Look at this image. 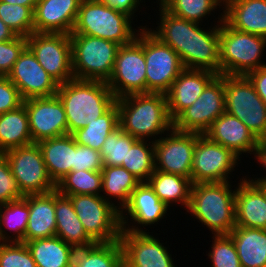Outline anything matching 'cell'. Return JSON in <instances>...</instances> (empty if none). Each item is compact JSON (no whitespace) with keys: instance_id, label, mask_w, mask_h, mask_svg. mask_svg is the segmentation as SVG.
<instances>
[{"instance_id":"cell-9","label":"cell","mask_w":266,"mask_h":267,"mask_svg":"<svg viewBox=\"0 0 266 267\" xmlns=\"http://www.w3.org/2000/svg\"><path fill=\"white\" fill-rule=\"evenodd\" d=\"M115 98L146 93L144 26L129 44L118 48L113 73L107 81Z\"/></svg>"},{"instance_id":"cell-32","label":"cell","mask_w":266,"mask_h":267,"mask_svg":"<svg viewBox=\"0 0 266 267\" xmlns=\"http://www.w3.org/2000/svg\"><path fill=\"white\" fill-rule=\"evenodd\" d=\"M155 194L166 206L178 203L188 209L191 197L192 181L178 174L154 171L147 181Z\"/></svg>"},{"instance_id":"cell-22","label":"cell","mask_w":266,"mask_h":267,"mask_svg":"<svg viewBox=\"0 0 266 267\" xmlns=\"http://www.w3.org/2000/svg\"><path fill=\"white\" fill-rule=\"evenodd\" d=\"M167 210L168 206L160 201L149 183L141 182L133 190L128 203L120 211L121 227L130 226L129 218L132 219L131 221L134 220V224L138 223V226L139 224L143 227L154 223L158 224L159 220L166 215Z\"/></svg>"},{"instance_id":"cell-13","label":"cell","mask_w":266,"mask_h":267,"mask_svg":"<svg viewBox=\"0 0 266 267\" xmlns=\"http://www.w3.org/2000/svg\"><path fill=\"white\" fill-rule=\"evenodd\" d=\"M26 39L38 63L58 84L74 79L69 34L33 32Z\"/></svg>"},{"instance_id":"cell-15","label":"cell","mask_w":266,"mask_h":267,"mask_svg":"<svg viewBox=\"0 0 266 267\" xmlns=\"http://www.w3.org/2000/svg\"><path fill=\"white\" fill-rule=\"evenodd\" d=\"M224 112V75H217L198 99L173 120V128L182 132L204 134Z\"/></svg>"},{"instance_id":"cell-18","label":"cell","mask_w":266,"mask_h":267,"mask_svg":"<svg viewBox=\"0 0 266 267\" xmlns=\"http://www.w3.org/2000/svg\"><path fill=\"white\" fill-rule=\"evenodd\" d=\"M33 143L68 134L63 104L57 95L23 100Z\"/></svg>"},{"instance_id":"cell-41","label":"cell","mask_w":266,"mask_h":267,"mask_svg":"<svg viewBox=\"0 0 266 267\" xmlns=\"http://www.w3.org/2000/svg\"><path fill=\"white\" fill-rule=\"evenodd\" d=\"M0 19L18 36L28 37L34 32V15L29 7L0 1Z\"/></svg>"},{"instance_id":"cell-27","label":"cell","mask_w":266,"mask_h":267,"mask_svg":"<svg viewBox=\"0 0 266 267\" xmlns=\"http://www.w3.org/2000/svg\"><path fill=\"white\" fill-rule=\"evenodd\" d=\"M51 180L57 184L75 165V140L71 134L40 140L38 143Z\"/></svg>"},{"instance_id":"cell-30","label":"cell","mask_w":266,"mask_h":267,"mask_svg":"<svg viewBox=\"0 0 266 267\" xmlns=\"http://www.w3.org/2000/svg\"><path fill=\"white\" fill-rule=\"evenodd\" d=\"M37 267H72L75 248L60 237L24 242Z\"/></svg>"},{"instance_id":"cell-48","label":"cell","mask_w":266,"mask_h":267,"mask_svg":"<svg viewBox=\"0 0 266 267\" xmlns=\"http://www.w3.org/2000/svg\"><path fill=\"white\" fill-rule=\"evenodd\" d=\"M246 76L253 84L257 94L266 104V66L251 71Z\"/></svg>"},{"instance_id":"cell-2","label":"cell","mask_w":266,"mask_h":267,"mask_svg":"<svg viewBox=\"0 0 266 267\" xmlns=\"http://www.w3.org/2000/svg\"><path fill=\"white\" fill-rule=\"evenodd\" d=\"M115 103L119 110V127L132 137L156 139V135L162 136L173 128L166 94H130L116 99Z\"/></svg>"},{"instance_id":"cell-11","label":"cell","mask_w":266,"mask_h":267,"mask_svg":"<svg viewBox=\"0 0 266 267\" xmlns=\"http://www.w3.org/2000/svg\"><path fill=\"white\" fill-rule=\"evenodd\" d=\"M146 93L166 94L173 81L185 69L179 55L144 27Z\"/></svg>"},{"instance_id":"cell-17","label":"cell","mask_w":266,"mask_h":267,"mask_svg":"<svg viewBox=\"0 0 266 267\" xmlns=\"http://www.w3.org/2000/svg\"><path fill=\"white\" fill-rule=\"evenodd\" d=\"M132 226L122 227L119 238L124 267H176L163 243L150 232Z\"/></svg>"},{"instance_id":"cell-39","label":"cell","mask_w":266,"mask_h":267,"mask_svg":"<svg viewBox=\"0 0 266 267\" xmlns=\"http://www.w3.org/2000/svg\"><path fill=\"white\" fill-rule=\"evenodd\" d=\"M159 3L171 14L201 24L203 17L224 5V0H160Z\"/></svg>"},{"instance_id":"cell-42","label":"cell","mask_w":266,"mask_h":267,"mask_svg":"<svg viewBox=\"0 0 266 267\" xmlns=\"http://www.w3.org/2000/svg\"><path fill=\"white\" fill-rule=\"evenodd\" d=\"M213 240L208 253L212 267H242L230 235H214Z\"/></svg>"},{"instance_id":"cell-45","label":"cell","mask_w":266,"mask_h":267,"mask_svg":"<svg viewBox=\"0 0 266 267\" xmlns=\"http://www.w3.org/2000/svg\"><path fill=\"white\" fill-rule=\"evenodd\" d=\"M26 46V37L18 35L10 41L0 42V73L2 76H7L11 72L14 63Z\"/></svg>"},{"instance_id":"cell-43","label":"cell","mask_w":266,"mask_h":267,"mask_svg":"<svg viewBox=\"0 0 266 267\" xmlns=\"http://www.w3.org/2000/svg\"><path fill=\"white\" fill-rule=\"evenodd\" d=\"M0 267H37L24 242H0Z\"/></svg>"},{"instance_id":"cell-28","label":"cell","mask_w":266,"mask_h":267,"mask_svg":"<svg viewBox=\"0 0 266 267\" xmlns=\"http://www.w3.org/2000/svg\"><path fill=\"white\" fill-rule=\"evenodd\" d=\"M56 235L75 249L89 247L96 242L86 233L74 211L71 200L55 189Z\"/></svg>"},{"instance_id":"cell-24","label":"cell","mask_w":266,"mask_h":267,"mask_svg":"<svg viewBox=\"0 0 266 267\" xmlns=\"http://www.w3.org/2000/svg\"><path fill=\"white\" fill-rule=\"evenodd\" d=\"M216 76L205 70L184 69L166 93L170 118L174 120L184 109L191 106Z\"/></svg>"},{"instance_id":"cell-8","label":"cell","mask_w":266,"mask_h":267,"mask_svg":"<svg viewBox=\"0 0 266 267\" xmlns=\"http://www.w3.org/2000/svg\"><path fill=\"white\" fill-rule=\"evenodd\" d=\"M225 112L237 117L260 140L266 136V104L244 75H224Z\"/></svg>"},{"instance_id":"cell-7","label":"cell","mask_w":266,"mask_h":267,"mask_svg":"<svg viewBox=\"0 0 266 267\" xmlns=\"http://www.w3.org/2000/svg\"><path fill=\"white\" fill-rule=\"evenodd\" d=\"M74 79L106 82L113 73L119 44L98 37L70 34Z\"/></svg>"},{"instance_id":"cell-52","label":"cell","mask_w":266,"mask_h":267,"mask_svg":"<svg viewBox=\"0 0 266 267\" xmlns=\"http://www.w3.org/2000/svg\"><path fill=\"white\" fill-rule=\"evenodd\" d=\"M8 4H18L24 7H29L33 12L37 4V0H0Z\"/></svg>"},{"instance_id":"cell-21","label":"cell","mask_w":266,"mask_h":267,"mask_svg":"<svg viewBox=\"0 0 266 267\" xmlns=\"http://www.w3.org/2000/svg\"><path fill=\"white\" fill-rule=\"evenodd\" d=\"M82 0H37L34 32L71 34Z\"/></svg>"},{"instance_id":"cell-26","label":"cell","mask_w":266,"mask_h":267,"mask_svg":"<svg viewBox=\"0 0 266 267\" xmlns=\"http://www.w3.org/2000/svg\"><path fill=\"white\" fill-rule=\"evenodd\" d=\"M29 219L24 242L51 238L56 235L55 190L44 194H29Z\"/></svg>"},{"instance_id":"cell-51","label":"cell","mask_w":266,"mask_h":267,"mask_svg":"<svg viewBox=\"0 0 266 267\" xmlns=\"http://www.w3.org/2000/svg\"><path fill=\"white\" fill-rule=\"evenodd\" d=\"M17 35L0 19V42L10 41Z\"/></svg>"},{"instance_id":"cell-40","label":"cell","mask_w":266,"mask_h":267,"mask_svg":"<svg viewBox=\"0 0 266 267\" xmlns=\"http://www.w3.org/2000/svg\"><path fill=\"white\" fill-rule=\"evenodd\" d=\"M138 139L124 132L120 127L106 138L100 151L103 166H122L128 150Z\"/></svg>"},{"instance_id":"cell-5","label":"cell","mask_w":266,"mask_h":267,"mask_svg":"<svg viewBox=\"0 0 266 267\" xmlns=\"http://www.w3.org/2000/svg\"><path fill=\"white\" fill-rule=\"evenodd\" d=\"M219 21L220 75H244L266 66L263 51L266 38L238 31L223 20L221 12ZM264 62V63H262Z\"/></svg>"},{"instance_id":"cell-23","label":"cell","mask_w":266,"mask_h":267,"mask_svg":"<svg viewBox=\"0 0 266 267\" xmlns=\"http://www.w3.org/2000/svg\"><path fill=\"white\" fill-rule=\"evenodd\" d=\"M212 141L232 150L237 156L254 154L259 139L237 117L226 112L204 133Z\"/></svg>"},{"instance_id":"cell-37","label":"cell","mask_w":266,"mask_h":267,"mask_svg":"<svg viewBox=\"0 0 266 267\" xmlns=\"http://www.w3.org/2000/svg\"><path fill=\"white\" fill-rule=\"evenodd\" d=\"M61 195H102V172L71 171L56 184Z\"/></svg>"},{"instance_id":"cell-29","label":"cell","mask_w":266,"mask_h":267,"mask_svg":"<svg viewBox=\"0 0 266 267\" xmlns=\"http://www.w3.org/2000/svg\"><path fill=\"white\" fill-rule=\"evenodd\" d=\"M242 267H266V230L235 226L229 233Z\"/></svg>"},{"instance_id":"cell-49","label":"cell","mask_w":266,"mask_h":267,"mask_svg":"<svg viewBox=\"0 0 266 267\" xmlns=\"http://www.w3.org/2000/svg\"><path fill=\"white\" fill-rule=\"evenodd\" d=\"M105 5L123 12L130 16L131 18L134 17L135 11H137L141 0H101Z\"/></svg>"},{"instance_id":"cell-4","label":"cell","mask_w":266,"mask_h":267,"mask_svg":"<svg viewBox=\"0 0 266 267\" xmlns=\"http://www.w3.org/2000/svg\"><path fill=\"white\" fill-rule=\"evenodd\" d=\"M229 181L192 185L187 212L214 235H229L235 227V193ZM214 232V233H213Z\"/></svg>"},{"instance_id":"cell-36","label":"cell","mask_w":266,"mask_h":267,"mask_svg":"<svg viewBox=\"0 0 266 267\" xmlns=\"http://www.w3.org/2000/svg\"><path fill=\"white\" fill-rule=\"evenodd\" d=\"M28 219V195L19 200L0 204V242H24ZM4 227L15 232V236L6 235L7 230H4L6 229Z\"/></svg>"},{"instance_id":"cell-47","label":"cell","mask_w":266,"mask_h":267,"mask_svg":"<svg viewBox=\"0 0 266 267\" xmlns=\"http://www.w3.org/2000/svg\"><path fill=\"white\" fill-rule=\"evenodd\" d=\"M23 104L18 88L7 76L0 78V114L17 109Z\"/></svg>"},{"instance_id":"cell-1","label":"cell","mask_w":266,"mask_h":267,"mask_svg":"<svg viewBox=\"0 0 266 267\" xmlns=\"http://www.w3.org/2000/svg\"><path fill=\"white\" fill-rule=\"evenodd\" d=\"M159 6L160 24L150 31L179 55L185 69L220 75L219 24L205 31L199 23L171 14L160 3Z\"/></svg>"},{"instance_id":"cell-14","label":"cell","mask_w":266,"mask_h":267,"mask_svg":"<svg viewBox=\"0 0 266 267\" xmlns=\"http://www.w3.org/2000/svg\"><path fill=\"white\" fill-rule=\"evenodd\" d=\"M240 161L232 150L200 134L196 140L191 181L196 183L225 182Z\"/></svg>"},{"instance_id":"cell-50","label":"cell","mask_w":266,"mask_h":267,"mask_svg":"<svg viewBox=\"0 0 266 267\" xmlns=\"http://www.w3.org/2000/svg\"><path fill=\"white\" fill-rule=\"evenodd\" d=\"M254 157L257 158V162H260V165L262 164L264 168H266V140L260 139L254 152ZM257 179V180H255ZM252 182L266 185V176L262 178H254L251 179Z\"/></svg>"},{"instance_id":"cell-10","label":"cell","mask_w":266,"mask_h":267,"mask_svg":"<svg viewBox=\"0 0 266 267\" xmlns=\"http://www.w3.org/2000/svg\"><path fill=\"white\" fill-rule=\"evenodd\" d=\"M73 205L86 233L95 242H113L121 236L120 211L102 195H64Z\"/></svg>"},{"instance_id":"cell-20","label":"cell","mask_w":266,"mask_h":267,"mask_svg":"<svg viewBox=\"0 0 266 267\" xmlns=\"http://www.w3.org/2000/svg\"><path fill=\"white\" fill-rule=\"evenodd\" d=\"M241 180L235 193V226L266 230V185Z\"/></svg>"},{"instance_id":"cell-25","label":"cell","mask_w":266,"mask_h":267,"mask_svg":"<svg viewBox=\"0 0 266 267\" xmlns=\"http://www.w3.org/2000/svg\"><path fill=\"white\" fill-rule=\"evenodd\" d=\"M223 6L230 27L266 38V0H224Z\"/></svg>"},{"instance_id":"cell-33","label":"cell","mask_w":266,"mask_h":267,"mask_svg":"<svg viewBox=\"0 0 266 267\" xmlns=\"http://www.w3.org/2000/svg\"><path fill=\"white\" fill-rule=\"evenodd\" d=\"M72 267H124L120 241L96 242L76 249Z\"/></svg>"},{"instance_id":"cell-34","label":"cell","mask_w":266,"mask_h":267,"mask_svg":"<svg viewBox=\"0 0 266 267\" xmlns=\"http://www.w3.org/2000/svg\"><path fill=\"white\" fill-rule=\"evenodd\" d=\"M101 172L102 192L104 191L103 193L106 194L102 197L113 205L115 203L110 198L117 199L119 201L117 208L121 211L128 203L131 193L141 181L122 166H103Z\"/></svg>"},{"instance_id":"cell-38","label":"cell","mask_w":266,"mask_h":267,"mask_svg":"<svg viewBox=\"0 0 266 267\" xmlns=\"http://www.w3.org/2000/svg\"><path fill=\"white\" fill-rule=\"evenodd\" d=\"M137 140L127 152L126 162L122 163L128 172L141 182H147L155 171L154 140Z\"/></svg>"},{"instance_id":"cell-16","label":"cell","mask_w":266,"mask_h":267,"mask_svg":"<svg viewBox=\"0 0 266 267\" xmlns=\"http://www.w3.org/2000/svg\"><path fill=\"white\" fill-rule=\"evenodd\" d=\"M168 134L154 140L155 171L191 179L194 149L200 134L182 132L174 128L168 131Z\"/></svg>"},{"instance_id":"cell-6","label":"cell","mask_w":266,"mask_h":267,"mask_svg":"<svg viewBox=\"0 0 266 267\" xmlns=\"http://www.w3.org/2000/svg\"><path fill=\"white\" fill-rule=\"evenodd\" d=\"M132 19L101 0H82L74 29L71 34H81L125 45L132 42L139 30L132 27ZM136 30V31H135Z\"/></svg>"},{"instance_id":"cell-44","label":"cell","mask_w":266,"mask_h":267,"mask_svg":"<svg viewBox=\"0 0 266 267\" xmlns=\"http://www.w3.org/2000/svg\"><path fill=\"white\" fill-rule=\"evenodd\" d=\"M24 198L17 181L11 173L7 158L0 153V204Z\"/></svg>"},{"instance_id":"cell-35","label":"cell","mask_w":266,"mask_h":267,"mask_svg":"<svg viewBox=\"0 0 266 267\" xmlns=\"http://www.w3.org/2000/svg\"><path fill=\"white\" fill-rule=\"evenodd\" d=\"M119 127V110L115 103L106 113L96 120L89 122L85 127L76 130L71 135L75 142L101 151L106 138Z\"/></svg>"},{"instance_id":"cell-3","label":"cell","mask_w":266,"mask_h":267,"mask_svg":"<svg viewBox=\"0 0 266 267\" xmlns=\"http://www.w3.org/2000/svg\"><path fill=\"white\" fill-rule=\"evenodd\" d=\"M67 118L68 134L106 113L116 98L106 82L72 79L58 85L56 94Z\"/></svg>"},{"instance_id":"cell-46","label":"cell","mask_w":266,"mask_h":267,"mask_svg":"<svg viewBox=\"0 0 266 267\" xmlns=\"http://www.w3.org/2000/svg\"><path fill=\"white\" fill-rule=\"evenodd\" d=\"M102 168L103 161L100 152L75 142V165L72 171H101Z\"/></svg>"},{"instance_id":"cell-31","label":"cell","mask_w":266,"mask_h":267,"mask_svg":"<svg viewBox=\"0 0 266 267\" xmlns=\"http://www.w3.org/2000/svg\"><path fill=\"white\" fill-rule=\"evenodd\" d=\"M25 105L0 114V153L32 144Z\"/></svg>"},{"instance_id":"cell-19","label":"cell","mask_w":266,"mask_h":267,"mask_svg":"<svg viewBox=\"0 0 266 267\" xmlns=\"http://www.w3.org/2000/svg\"><path fill=\"white\" fill-rule=\"evenodd\" d=\"M7 77L18 88L23 100L57 94L59 84L38 63L27 46L19 55Z\"/></svg>"},{"instance_id":"cell-12","label":"cell","mask_w":266,"mask_h":267,"mask_svg":"<svg viewBox=\"0 0 266 267\" xmlns=\"http://www.w3.org/2000/svg\"><path fill=\"white\" fill-rule=\"evenodd\" d=\"M4 155L24 196L49 193L56 189L37 143L10 149Z\"/></svg>"}]
</instances>
